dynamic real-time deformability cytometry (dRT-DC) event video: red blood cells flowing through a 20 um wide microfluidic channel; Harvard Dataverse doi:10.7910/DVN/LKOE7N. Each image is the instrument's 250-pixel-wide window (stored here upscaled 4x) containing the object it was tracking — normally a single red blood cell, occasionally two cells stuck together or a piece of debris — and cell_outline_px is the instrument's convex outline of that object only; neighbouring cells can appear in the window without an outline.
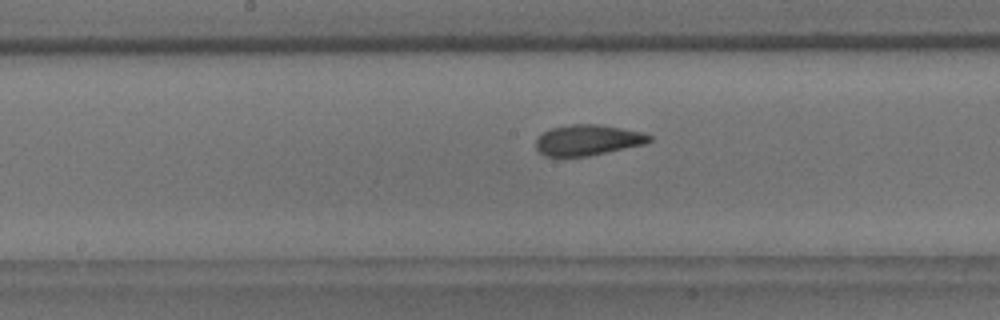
{"species": "common noctule bat (a hibernating species)", "species_latin": "Nyctalus noctula", "temperature_condition": "room temperature", "stored_images_in_passage": 29, "camera_frame_rate_fps": 3000, "um_per_image_px": 0.085, "animal": {"sex": "male", "body_mass_g": 18.8}, "frame": {"image": 1, "passage_image": 21, "time_ms": 6.667, "image_size_px": [1000, 320], "cell_outline_px": [[652, 140], [644, 144], [588, 156], [544, 156], [536, 148], [536, 140], [544, 132], [552, 128], [572, 124], [600, 124], [640, 132], [652, 136]], "centroid_in_image_um": [49.95, 11.9], "position_along_channel_um": 198.2, "area_um2": 20.0}}
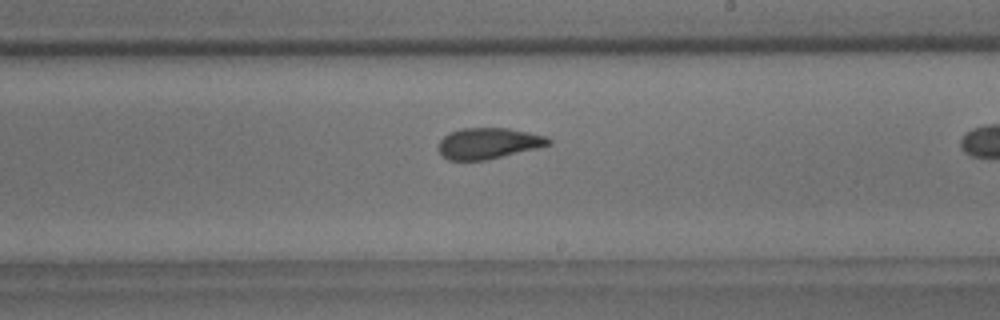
{"frame": {"image": 2, "passage_image": 25, "time_ms": 8.0, "image_size_px": [1000, 320], "cell_outline_px": [[552, 144], [536, 148], [484, 160], [448, 160], [436, 148], [440, 140], [448, 132], [460, 128], [508, 128], [548, 136], [552, 140]], "centroid_in_image_um": [41.5, 12.16], "position_along_channel_um": 247.5, "area_um2": 19.88}}